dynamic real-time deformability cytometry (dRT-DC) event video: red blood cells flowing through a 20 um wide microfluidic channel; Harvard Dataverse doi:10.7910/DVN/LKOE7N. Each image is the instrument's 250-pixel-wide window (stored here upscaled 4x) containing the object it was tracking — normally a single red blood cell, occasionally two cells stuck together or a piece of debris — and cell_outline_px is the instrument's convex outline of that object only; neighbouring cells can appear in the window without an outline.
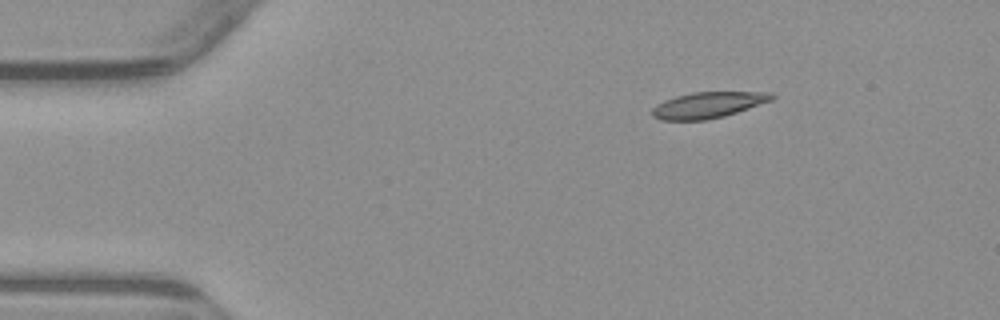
{"species": "common noctule bat (a hibernating species)", "species_latin": "Nyctalus noctula", "temperature_condition": "warm", "stored_images_in_passage": 2, "camera_frame_rate_fps": 3000, "um_per_image_px": 0.085, "animal": {"sex": "male", "body_mass_g": 23.1, "forearm_length_mm": 52.7}, "frame": {"image": 1, "passage_image": 1, "time_ms": 0.0, "image_size_px": [1000, 320], "cell_outline_px": [[776, 96], [772, 100], [724, 116], [708, 120], [660, 120], [652, 116], [652, 108], [656, 104], [664, 100], [676, 96], [692, 92], [772, 92]], "centroid_in_image_um": [60.16, 8.92], "position_along_channel_um": 24.8, "area_um2": 18.15}}